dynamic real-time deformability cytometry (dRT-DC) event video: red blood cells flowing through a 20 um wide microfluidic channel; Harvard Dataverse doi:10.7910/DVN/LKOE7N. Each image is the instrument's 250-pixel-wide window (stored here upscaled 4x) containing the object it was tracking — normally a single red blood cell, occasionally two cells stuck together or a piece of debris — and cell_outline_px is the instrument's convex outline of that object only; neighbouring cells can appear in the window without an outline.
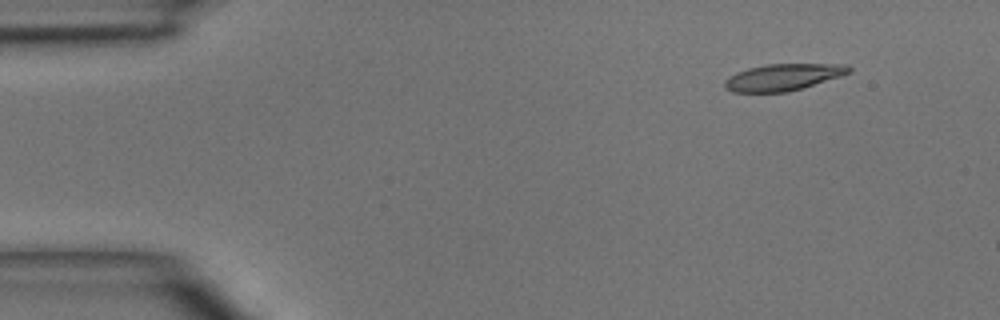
{"species": "common noctule bat (a hibernating species)", "species_latin": "Nyctalus noctula", "temperature_condition": "room temperature", "stored_images_in_passage": 3, "camera_frame_rate_fps": 3000, "um_per_image_px": 0.085, "animal": {"sex": "male", "body_mass_g": 15.6}, "frame": {"image": 1, "passage_image": 1, "time_ms": 0.0, "image_size_px": [1000, 320], "cell_outline_px": [[852, 72], [840, 76], [788, 92], [732, 92], [724, 88], [724, 80], [728, 76], [736, 72], [748, 68], [768, 64], [848, 64], [852, 68]], "centroid_in_image_um": [66.54, 6.55], "position_along_channel_um": 18.5, "area_um2": 19.36}}